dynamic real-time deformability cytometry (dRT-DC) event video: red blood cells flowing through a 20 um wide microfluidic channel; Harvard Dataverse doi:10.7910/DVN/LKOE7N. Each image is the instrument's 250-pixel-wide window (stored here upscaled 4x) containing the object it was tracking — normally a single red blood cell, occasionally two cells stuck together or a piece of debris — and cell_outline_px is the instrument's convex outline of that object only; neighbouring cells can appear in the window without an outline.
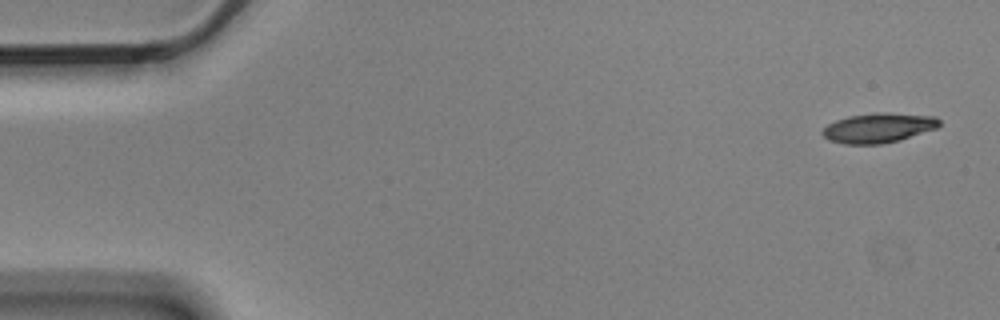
{"species": "Egyptian fruit bat (a non-hibernating species)", "species_latin": "Rousettus aegyptiacus", "temperature_condition": "cold", "stored_images_in_passage": 5, "camera_frame_rate_fps": 3000, "um_per_image_px": 0.085, "animal": {"sex": "male"}, "frame": {"image": 1, "passage_image": 1, "time_ms": 0.0, "image_size_px": [1000, 320], "cell_outline_px": [[940, 124], [936, 128], [900, 140], [880, 144], [844, 144], [828, 140], [820, 132], [828, 124], [836, 120], [848, 116], [876, 112], [884, 112], [936, 116], [940, 120]], "centroid_in_image_um": [74.65, 10.86], "position_along_channel_um": 10.3, "area_um2": 20.29}}
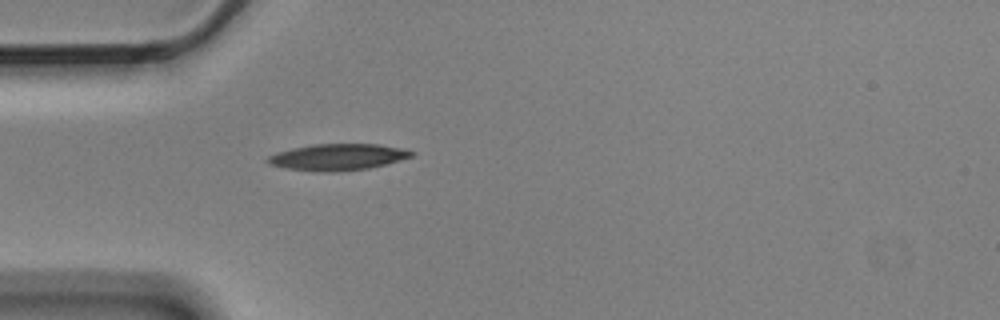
{"frame": {"image": 2, "passage_image": 5, "time_ms": 1.333, "image_size_px": [1000, 320], "cell_outline_px": [[416, 152], [412, 156], [388, 164], [368, 168], [336, 172], [316, 172], [284, 168], [268, 164], [264, 160], [268, 156], [276, 152], [292, 148], [312, 144], [376, 144], [404, 148]], "centroid_in_image_um": [28.68, 13.35], "position_along_channel_um": 56.3, "area_um2": 22.48}}